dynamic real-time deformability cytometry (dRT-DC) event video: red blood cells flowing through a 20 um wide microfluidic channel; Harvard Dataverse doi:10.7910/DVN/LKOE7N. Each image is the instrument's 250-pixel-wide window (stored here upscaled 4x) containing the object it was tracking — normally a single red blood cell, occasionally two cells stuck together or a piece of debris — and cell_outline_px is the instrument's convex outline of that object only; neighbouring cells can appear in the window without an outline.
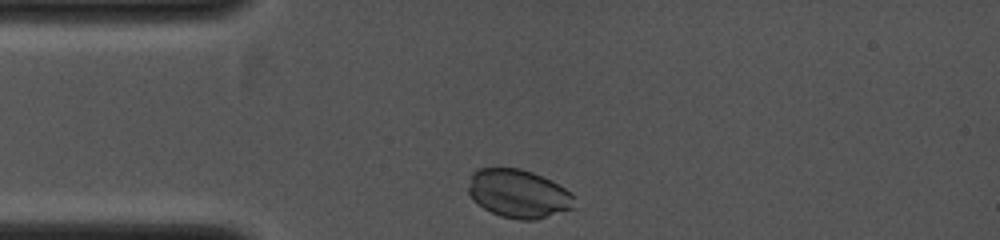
{"species": "common noctule bat (a hibernating species)", "species_latin": "Nyctalus noctula", "temperature_condition": "cold", "stored_images_in_passage": 5, "camera_frame_rate_fps": 4000, "um_per_image_px": 0.085, "animal": {"sex": "female", "body_mass_g": 19.0, "forearm_length_mm": 53.3}, "frame": {"image": 1, "passage_image": 1, "time_ms": 0.0, "image_size_px": [1000, 240], "cell_outline_px": [[576, 208], [536, 220], [516, 220], [500, 216], [484, 208], [468, 192], [468, 188], [472, 172], [476, 168], [520, 168], [532, 172], [552, 180], [576, 196]], "centroid_in_image_um": [44.13, 16.47], "position_along_channel_um": 40.9, "area_um2": 30.17}}
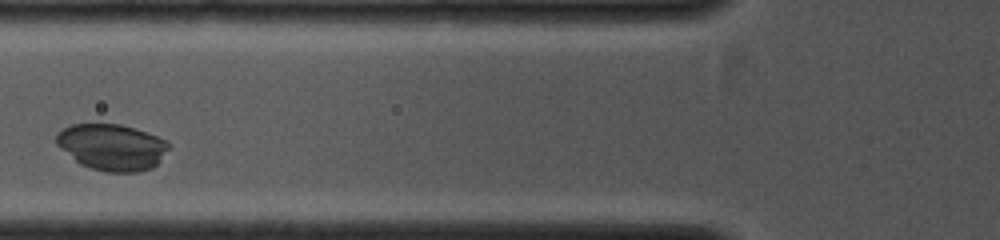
{"frame": {"image": 2, "passage_image": 5, "time_ms": 1.75, "image_size_px": [1000, 240], "cell_outline_px": [[172, 144], [160, 160], [152, 168], [140, 172], [104, 172], [80, 164], [60, 148], [56, 144], [56, 136], [64, 128], [72, 124], [120, 124], [168, 140]], "centroid_in_image_um": [9.53, 12.51], "position_along_channel_um": 116.3, "area_um2": 30.23}}